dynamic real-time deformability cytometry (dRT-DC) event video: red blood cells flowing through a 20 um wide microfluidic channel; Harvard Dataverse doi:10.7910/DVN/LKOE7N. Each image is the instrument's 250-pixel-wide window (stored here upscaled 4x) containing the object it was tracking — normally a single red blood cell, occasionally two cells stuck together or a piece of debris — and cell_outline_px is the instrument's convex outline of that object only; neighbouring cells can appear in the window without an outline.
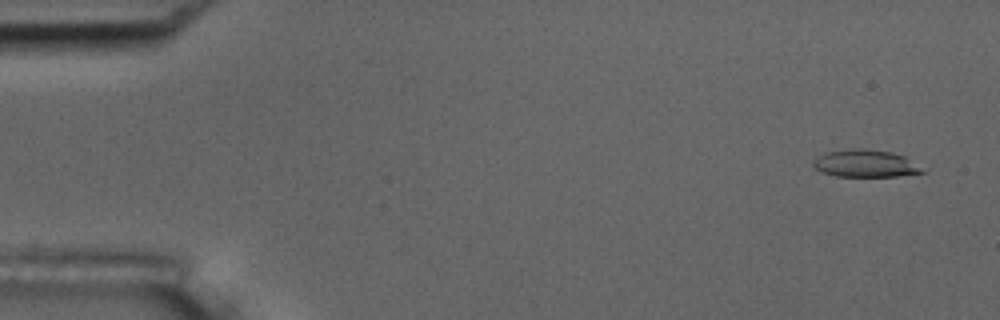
{"species": "common noctule bat (a hibernating species)", "species_latin": "Nyctalus noctula", "temperature_condition": "room temperature", "stored_images_in_passage": 56, "camera_frame_rate_fps": 3000, "um_per_image_px": 0.085, "animal": {"sex": "male", "body_mass_g": 17.5, "forearm_length_mm": 52.3}, "frame": {"image": 1, "passage_image": 3, "time_ms": 0.667, "image_size_px": [1000, 320], "cell_outline_px": [[928, 168], [924, 172], [896, 176], [836, 176], [820, 172], [812, 164], [812, 160], [824, 152], [860, 148], [892, 152], [904, 156]], "centroid_in_image_um": [73.59, 13.9], "position_along_channel_um": 11.4, "area_um2": 17.57}}
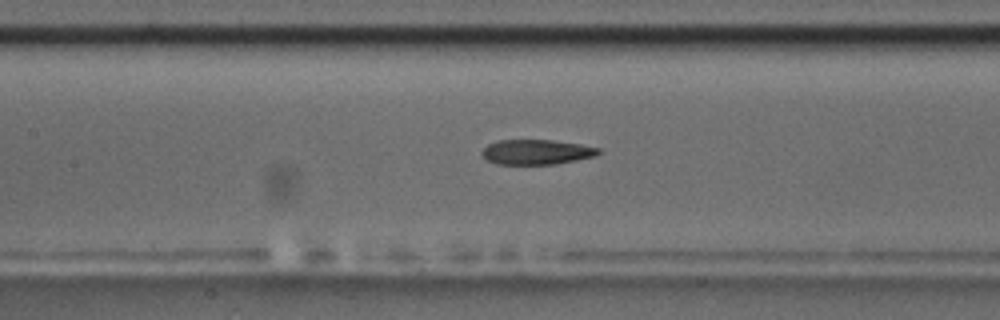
{"frame": {"image": 2, "passage_image": 26, "time_ms": 8.333, "image_size_px": [1000, 320], "cell_outline_px": [[600, 152], [596, 156], [556, 164], [496, 164], [488, 160], [480, 152], [488, 144], [500, 140], [552, 140], [580, 144], [600, 148]], "centroid_in_image_um": [45.62, 12.92], "position_along_channel_um": 161.8, "area_um2": 16.88}}
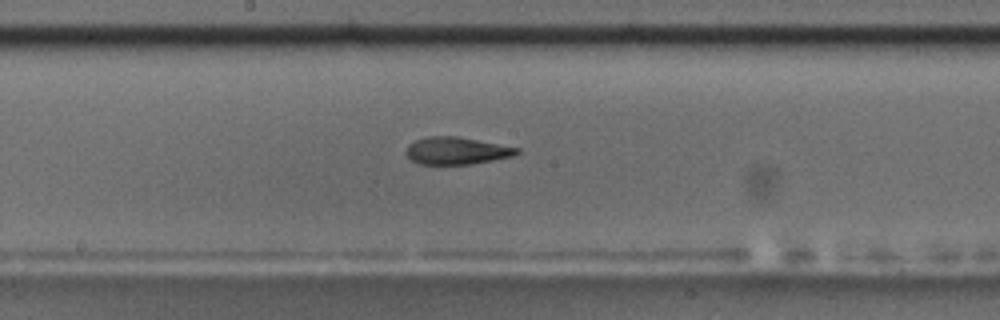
{"frame": {"image": 3, "passage_image": 30, "time_ms": 9.667, "image_size_px": [1000, 320], "cell_outline_px": [[520, 152], [512, 156], [492, 160], [468, 164], [420, 164], [412, 160], [404, 152], [408, 144], [416, 140], [428, 136], [456, 136], [520, 148]], "centroid_in_image_um": [38.78, 12.81], "position_along_channel_um": 209.4, "area_um2": 17.46}, "authors_computed_cell_mechanics": {"area_um2": 18.0625, "velocity_mm_per_s": 3.5984, "shape_relaxation_time_tau1_ms": 8.3663, "shape_relaxation_time_tau2_ms": 3.7693, "deformation_change_tau1": 0.2534, "deformation_change_tau2": 0.1242}}